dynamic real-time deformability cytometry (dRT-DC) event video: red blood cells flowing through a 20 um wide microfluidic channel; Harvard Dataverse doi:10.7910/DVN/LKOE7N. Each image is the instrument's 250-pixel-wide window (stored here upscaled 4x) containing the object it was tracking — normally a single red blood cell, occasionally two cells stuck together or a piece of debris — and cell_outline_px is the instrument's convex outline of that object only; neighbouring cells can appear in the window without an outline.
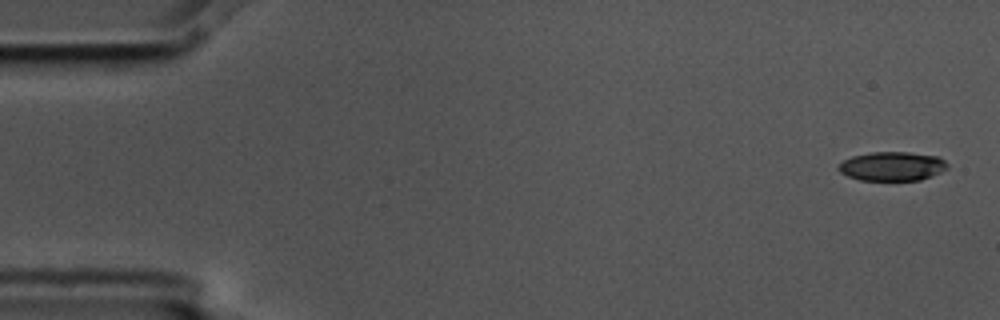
{"species": "common noctule bat (a hibernating species)", "species_latin": "Nyctalus noctula", "temperature_condition": "cold", "stored_images_in_passage": 5, "camera_frame_rate_fps": 3000, "um_per_image_px": 0.085, "animal": {"sex": "male", "body_mass_g": 17.5, "forearm_length_mm": 52.3}, "frame": {"image": 1, "passage_image": 1, "time_ms": 0.0, "image_size_px": [1000, 320], "cell_outline_px": [[948, 168], [932, 176], [920, 180], [860, 180], [848, 176], [840, 172], [836, 168], [844, 160], [852, 156], [872, 152], [908, 152], [940, 156], [948, 164]], "centroid_in_image_um": [75.85, 14.13], "position_along_channel_um": 9.1, "area_um2": 18.5}}
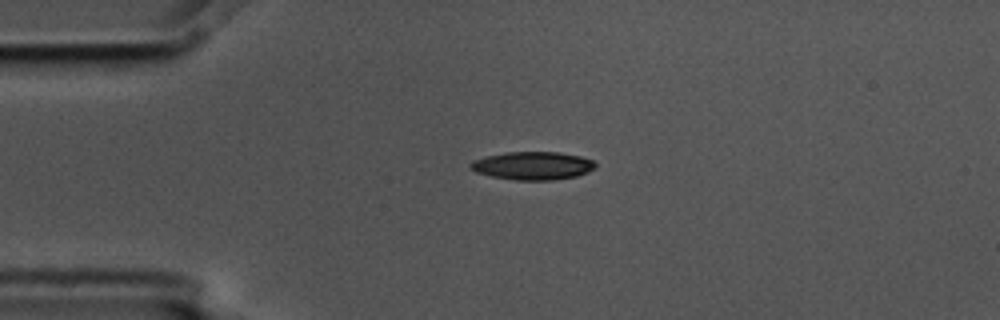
{"frame": {"image": 2, "passage_image": 4, "time_ms": 1.0, "image_size_px": [1000, 320], "cell_outline_px": [[596, 168], [588, 172], [576, 176], [552, 180], [516, 180], [492, 176], [476, 172], [468, 168], [468, 164], [472, 160], [488, 156], [508, 152], [560, 152], [580, 156], [592, 160], [596, 164]], "centroid_in_image_um": [45.28, 14.08], "position_along_channel_um": 39.7, "area_um2": 20.46}}